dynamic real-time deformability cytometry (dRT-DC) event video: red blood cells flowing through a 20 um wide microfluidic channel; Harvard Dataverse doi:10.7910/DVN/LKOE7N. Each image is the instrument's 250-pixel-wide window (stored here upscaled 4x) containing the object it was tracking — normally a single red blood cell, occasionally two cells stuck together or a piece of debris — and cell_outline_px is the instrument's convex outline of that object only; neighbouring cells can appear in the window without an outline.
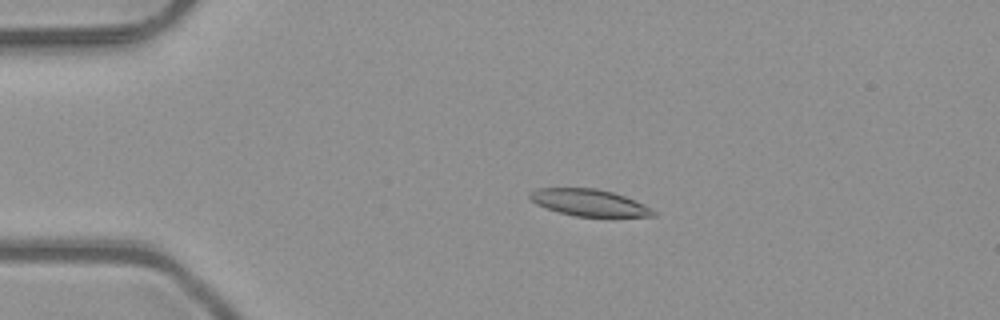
{"species": "common noctule bat (a hibernating species)", "species_latin": "Nyctalus noctula", "temperature_condition": "room temperature", "stored_images_in_passage": 4, "camera_frame_rate_fps": 3000, "um_per_image_px": 0.085, "animal": {"sex": "male", "body_mass_g": 23.1, "forearm_length_mm": 52.7}, "frame": {"image": 1, "passage_image": 3, "time_ms": 0.667, "image_size_px": [1000, 320], "cell_outline_px": [[656, 216], [576, 216], [560, 212], [536, 204], [528, 196], [528, 192], [540, 188], [596, 188], [612, 192], [624, 196], [656, 212]], "centroid_in_image_um": [50.01, 17.21], "position_along_channel_um": 35.0, "area_um2": 18.73}}
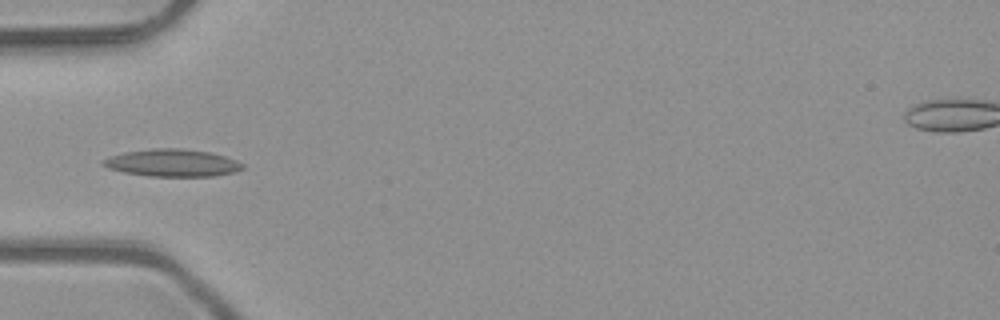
{"frame": {"image": 2, "passage_image": 4, "time_ms": 1.0, "image_size_px": [1000, 320], "cell_outline_px": [[244, 168], [232, 172], [212, 176], [148, 176], [124, 172], [108, 168], [100, 164], [100, 160], [108, 156], [124, 152], [152, 148], [184, 148], [212, 152], [236, 160], [244, 164]], "centroid_in_image_um": [14.6, 13.83], "position_along_channel_um": 70.4, "area_um2": 22.43}}